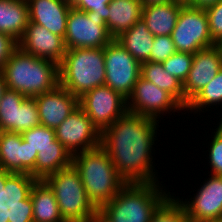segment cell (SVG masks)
<instances>
[{
    "instance_id": "29",
    "label": "cell",
    "mask_w": 222,
    "mask_h": 222,
    "mask_svg": "<svg viewBox=\"0 0 222 222\" xmlns=\"http://www.w3.org/2000/svg\"><path fill=\"white\" fill-rule=\"evenodd\" d=\"M150 222H190V219L181 200L172 193L158 205Z\"/></svg>"
},
{
    "instance_id": "11",
    "label": "cell",
    "mask_w": 222,
    "mask_h": 222,
    "mask_svg": "<svg viewBox=\"0 0 222 222\" xmlns=\"http://www.w3.org/2000/svg\"><path fill=\"white\" fill-rule=\"evenodd\" d=\"M114 38L102 18L88 16L86 12L71 8L68 13L64 43L66 49L101 48Z\"/></svg>"
},
{
    "instance_id": "25",
    "label": "cell",
    "mask_w": 222,
    "mask_h": 222,
    "mask_svg": "<svg viewBox=\"0 0 222 222\" xmlns=\"http://www.w3.org/2000/svg\"><path fill=\"white\" fill-rule=\"evenodd\" d=\"M141 77L167 91L184 109L183 83L164 70L162 63L147 61L141 64Z\"/></svg>"
},
{
    "instance_id": "22",
    "label": "cell",
    "mask_w": 222,
    "mask_h": 222,
    "mask_svg": "<svg viewBox=\"0 0 222 222\" xmlns=\"http://www.w3.org/2000/svg\"><path fill=\"white\" fill-rule=\"evenodd\" d=\"M108 6L110 11L107 12L106 26L114 39L142 17L140 0H111Z\"/></svg>"
},
{
    "instance_id": "30",
    "label": "cell",
    "mask_w": 222,
    "mask_h": 222,
    "mask_svg": "<svg viewBox=\"0 0 222 222\" xmlns=\"http://www.w3.org/2000/svg\"><path fill=\"white\" fill-rule=\"evenodd\" d=\"M22 138L29 143L34 152H40L46 147H64L55 135V129L39 125L21 133Z\"/></svg>"
},
{
    "instance_id": "16",
    "label": "cell",
    "mask_w": 222,
    "mask_h": 222,
    "mask_svg": "<svg viewBox=\"0 0 222 222\" xmlns=\"http://www.w3.org/2000/svg\"><path fill=\"white\" fill-rule=\"evenodd\" d=\"M208 176L193 198L180 199L190 222H222V176Z\"/></svg>"
},
{
    "instance_id": "42",
    "label": "cell",
    "mask_w": 222,
    "mask_h": 222,
    "mask_svg": "<svg viewBox=\"0 0 222 222\" xmlns=\"http://www.w3.org/2000/svg\"><path fill=\"white\" fill-rule=\"evenodd\" d=\"M175 2L182 3L184 5H189L190 6V0H173Z\"/></svg>"
},
{
    "instance_id": "37",
    "label": "cell",
    "mask_w": 222,
    "mask_h": 222,
    "mask_svg": "<svg viewBox=\"0 0 222 222\" xmlns=\"http://www.w3.org/2000/svg\"><path fill=\"white\" fill-rule=\"evenodd\" d=\"M220 0H190V6L192 7H199V8H205L209 5L215 4L219 2Z\"/></svg>"
},
{
    "instance_id": "4",
    "label": "cell",
    "mask_w": 222,
    "mask_h": 222,
    "mask_svg": "<svg viewBox=\"0 0 222 222\" xmlns=\"http://www.w3.org/2000/svg\"><path fill=\"white\" fill-rule=\"evenodd\" d=\"M161 183H127L98 214L107 222H150L153 212L170 194Z\"/></svg>"
},
{
    "instance_id": "23",
    "label": "cell",
    "mask_w": 222,
    "mask_h": 222,
    "mask_svg": "<svg viewBox=\"0 0 222 222\" xmlns=\"http://www.w3.org/2000/svg\"><path fill=\"white\" fill-rule=\"evenodd\" d=\"M29 23L27 0H0V32L18 41Z\"/></svg>"
},
{
    "instance_id": "8",
    "label": "cell",
    "mask_w": 222,
    "mask_h": 222,
    "mask_svg": "<svg viewBox=\"0 0 222 222\" xmlns=\"http://www.w3.org/2000/svg\"><path fill=\"white\" fill-rule=\"evenodd\" d=\"M17 213L28 222H66L53 190L44 180H22Z\"/></svg>"
},
{
    "instance_id": "13",
    "label": "cell",
    "mask_w": 222,
    "mask_h": 222,
    "mask_svg": "<svg viewBox=\"0 0 222 222\" xmlns=\"http://www.w3.org/2000/svg\"><path fill=\"white\" fill-rule=\"evenodd\" d=\"M40 125L35 98L6 89L0 101V129L22 133Z\"/></svg>"
},
{
    "instance_id": "41",
    "label": "cell",
    "mask_w": 222,
    "mask_h": 222,
    "mask_svg": "<svg viewBox=\"0 0 222 222\" xmlns=\"http://www.w3.org/2000/svg\"><path fill=\"white\" fill-rule=\"evenodd\" d=\"M88 222H107V221L104 220L99 214H97L92 219H90Z\"/></svg>"
},
{
    "instance_id": "32",
    "label": "cell",
    "mask_w": 222,
    "mask_h": 222,
    "mask_svg": "<svg viewBox=\"0 0 222 222\" xmlns=\"http://www.w3.org/2000/svg\"><path fill=\"white\" fill-rule=\"evenodd\" d=\"M216 131L212 132V139L208 145V157L207 161L211 170L212 175H221L222 176V128L218 125L215 129ZM210 146V147H209Z\"/></svg>"
},
{
    "instance_id": "21",
    "label": "cell",
    "mask_w": 222,
    "mask_h": 222,
    "mask_svg": "<svg viewBox=\"0 0 222 222\" xmlns=\"http://www.w3.org/2000/svg\"><path fill=\"white\" fill-rule=\"evenodd\" d=\"M184 4L170 1L142 8V19L153 36L171 35Z\"/></svg>"
},
{
    "instance_id": "7",
    "label": "cell",
    "mask_w": 222,
    "mask_h": 222,
    "mask_svg": "<svg viewBox=\"0 0 222 222\" xmlns=\"http://www.w3.org/2000/svg\"><path fill=\"white\" fill-rule=\"evenodd\" d=\"M176 51L195 54L216 43L209 33L208 16L204 8L183 5L171 33Z\"/></svg>"
},
{
    "instance_id": "43",
    "label": "cell",
    "mask_w": 222,
    "mask_h": 222,
    "mask_svg": "<svg viewBox=\"0 0 222 222\" xmlns=\"http://www.w3.org/2000/svg\"><path fill=\"white\" fill-rule=\"evenodd\" d=\"M219 117H222V115ZM217 124L222 128V118H220V122H218Z\"/></svg>"
},
{
    "instance_id": "12",
    "label": "cell",
    "mask_w": 222,
    "mask_h": 222,
    "mask_svg": "<svg viewBox=\"0 0 222 222\" xmlns=\"http://www.w3.org/2000/svg\"><path fill=\"white\" fill-rule=\"evenodd\" d=\"M127 110L159 121L161 114L164 116L185 109L167 91L140 76L127 99Z\"/></svg>"
},
{
    "instance_id": "34",
    "label": "cell",
    "mask_w": 222,
    "mask_h": 222,
    "mask_svg": "<svg viewBox=\"0 0 222 222\" xmlns=\"http://www.w3.org/2000/svg\"><path fill=\"white\" fill-rule=\"evenodd\" d=\"M111 0H72V7L86 12L88 16H96L102 18L104 22H107V12H109V6Z\"/></svg>"
},
{
    "instance_id": "6",
    "label": "cell",
    "mask_w": 222,
    "mask_h": 222,
    "mask_svg": "<svg viewBox=\"0 0 222 222\" xmlns=\"http://www.w3.org/2000/svg\"><path fill=\"white\" fill-rule=\"evenodd\" d=\"M44 181L53 190L66 222H88L98 214V209L89 200L79 171L73 164L47 176Z\"/></svg>"
},
{
    "instance_id": "27",
    "label": "cell",
    "mask_w": 222,
    "mask_h": 222,
    "mask_svg": "<svg viewBox=\"0 0 222 222\" xmlns=\"http://www.w3.org/2000/svg\"><path fill=\"white\" fill-rule=\"evenodd\" d=\"M72 164V155L65 147H46L38 152L35 162V180L47 176Z\"/></svg>"
},
{
    "instance_id": "38",
    "label": "cell",
    "mask_w": 222,
    "mask_h": 222,
    "mask_svg": "<svg viewBox=\"0 0 222 222\" xmlns=\"http://www.w3.org/2000/svg\"><path fill=\"white\" fill-rule=\"evenodd\" d=\"M170 1H173V0H140L142 7H146L148 5H154V4H163Z\"/></svg>"
},
{
    "instance_id": "33",
    "label": "cell",
    "mask_w": 222,
    "mask_h": 222,
    "mask_svg": "<svg viewBox=\"0 0 222 222\" xmlns=\"http://www.w3.org/2000/svg\"><path fill=\"white\" fill-rule=\"evenodd\" d=\"M176 52L171 35L154 36L150 61L162 63Z\"/></svg>"
},
{
    "instance_id": "24",
    "label": "cell",
    "mask_w": 222,
    "mask_h": 222,
    "mask_svg": "<svg viewBox=\"0 0 222 222\" xmlns=\"http://www.w3.org/2000/svg\"><path fill=\"white\" fill-rule=\"evenodd\" d=\"M140 64L150 61L154 36L141 18L115 38Z\"/></svg>"
},
{
    "instance_id": "31",
    "label": "cell",
    "mask_w": 222,
    "mask_h": 222,
    "mask_svg": "<svg viewBox=\"0 0 222 222\" xmlns=\"http://www.w3.org/2000/svg\"><path fill=\"white\" fill-rule=\"evenodd\" d=\"M194 54L176 51L167 60L162 62L164 70L179 79L182 83L186 80L192 67Z\"/></svg>"
},
{
    "instance_id": "1",
    "label": "cell",
    "mask_w": 222,
    "mask_h": 222,
    "mask_svg": "<svg viewBox=\"0 0 222 222\" xmlns=\"http://www.w3.org/2000/svg\"><path fill=\"white\" fill-rule=\"evenodd\" d=\"M158 127L159 121L127 111L101 133L100 146L126 183L160 182L152 156Z\"/></svg>"
},
{
    "instance_id": "19",
    "label": "cell",
    "mask_w": 222,
    "mask_h": 222,
    "mask_svg": "<svg viewBox=\"0 0 222 222\" xmlns=\"http://www.w3.org/2000/svg\"><path fill=\"white\" fill-rule=\"evenodd\" d=\"M40 125L56 129L79 107V98L60 84L53 90L34 97Z\"/></svg>"
},
{
    "instance_id": "15",
    "label": "cell",
    "mask_w": 222,
    "mask_h": 222,
    "mask_svg": "<svg viewBox=\"0 0 222 222\" xmlns=\"http://www.w3.org/2000/svg\"><path fill=\"white\" fill-rule=\"evenodd\" d=\"M38 152L21 133L2 132L0 136V167L16 174L21 180H35V162Z\"/></svg>"
},
{
    "instance_id": "10",
    "label": "cell",
    "mask_w": 222,
    "mask_h": 222,
    "mask_svg": "<svg viewBox=\"0 0 222 222\" xmlns=\"http://www.w3.org/2000/svg\"><path fill=\"white\" fill-rule=\"evenodd\" d=\"M79 107L102 133L127 110V99L107 85L98 86L79 97Z\"/></svg>"
},
{
    "instance_id": "26",
    "label": "cell",
    "mask_w": 222,
    "mask_h": 222,
    "mask_svg": "<svg viewBox=\"0 0 222 222\" xmlns=\"http://www.w3.org/2000/svg\"><path fill=\"white\" fill-rule=\"evenodd\" d=\"M22 180L0 167V221L18 212Z\"/></svg>"
},
{
    "instance_id": "28",
    "label": "cell",
    "mask_w": 222,
    "mask_h": 222,
    "mask_svg": "<svg viewBox=\"0 0 222 222\" xmlns=\"http://www.w3.org/2000/svg\"><path fill=\"white\" fill-rule=\"evenodd\" d=\"M222 105V68L203 89H201L187 104L186 110L190 113L204 112L208 108Z\"/></svg>"
},
{
    "instance_id": "36",
    "label": "cell",
    "mask_w": 222,
    "mask_h": 222,
    "mask_svg": "<svg viewBox=\"0 0 222 222\" xmlns=\"http://www.w3.org/2000/svg\"><path fill=\"white\" fill-rule=\"evenodd\" d=\"M17 47L18 41L12 36L0 32V72Z\"/></svg>"
},
{
    "instance_id": "35",
    "label": "cell",
    "mask_w": 222,
    "mask_h": 222,
    "mask_svg": "<svg viewBox=\"0 0 222 222\" xmlns=\"http://www.w3.org/2000/svg\"><path fill=\"white\" fill-rule=\"evenodd\" d=\"M209 23V33L216 44L222 43V0L204 8Z\"/></svg>"
},
{
    "instance_id": "17",
    "label": "cell",
    "mask_w": 222,
    "mask_h": 222,
    "mask_svg": "<svg viewBox=\"0 0 222 222\" xmlns=\"http://www.w3.org/2000/svg\"><path fill=\"white\" fill-rule=\"evenodd\" d=\"M222 68V46L216 44L196 52L192 67L183 83L185 107L188 102L212 79Z\"/></svg>"
},
{
    "instance_id": "5",
    "label": "cell",
    "mask_w": 222,
    "mask_h": 222,
    "mask_svg": "<svg viewBox=\"0 0 222 222\" xmlns=\"http://www.w3.org/2000/svg\"><path fill=\"white\" fill-rule=\"evenodd\" d=\"M105 75L104 47L66 50L59 65V84L78 98L104 85Z\"/></svg>"
},
{
    "instance_id": "18",
    "label": "cell",
    "mask_w": 222,
    "mask_h": 222,
    "mask_svg": "<svg viewBox=\"0 0 222 222\" xmlns=\"http://www.w3.org/2000/svg\"><path fill=\"white\" fill-rule=\"evenodd\" d=\"M18 47L31 55L53 61L58 65L61 64L67 50L63 37L30 21L18 40Z\"/></svg>"
},
{
    "instance_id": "9",
    "label": "cell",
    "mask_w": 222,
    "mask_h": 222,
    "mask_svg": "<svg viewBox=\"0 0 222 222\" xmlns=\"http://www.w3.org/2000/svg\"><path fill=\"white\" fill-rule=\"evenodd\" d=\"M104 58V85L128 99L141 76V64L115 39L104 47Z\"/></svg>"
},
{
    "instance_id": "40",
    "label": "cell",
    "mask_w": 222,
    "mask_h": 222,
    "mask_svg": "<svg viewBox=\"0 0 222 222\" xmlns=\"http://www.w3.org/2000/svg\"><path fill=\"white\" fill-rule=\"evenodd\" d=\"M7 89L4 77L2 75V73L0 72V101L2 99L3 93L4 91Z\"/></svg>"
},
{
    "instance_id": "20",
    "label": "cell",
    "mask_w": 222,
    "mask_h": 222,
    "mask_svg": "<svg viewBox=\"0 0 222 222\" xmlns=\"http://www.w3.org/2000/svg\"><path fill=\"white\" fill-rule=\"evenodd\" d=\"M29 21L45 27L51 33L65 37L68 13L72 8L67 0H27Z\"/></svg>"
},
{
    "instance_id": "39",
    "label": "cell",
    "mask_w": 222,
    "mask_h": 222,
    "mask_svg": "<svg viewBox=\"0 0 222 222\" xmlns=\"http://www.w3.org/2000/svg\"><path fill=\"white\" fill-rule=\"evenodd\" d=\"M2 221L3 222H28L24 220L18 213H15L14 215L7 217L6 219Z\"/></svg>"
},
{
    "instance_id": "3",
    "label": "cell",
    "mask_w": 222,
    "mask_h": 222,
    "mask_svg": "<svg viewBox=\"0 0 222 222\" xmlns=\"http://www.w3.org/2000/svg\"><path fill=\"white\" fill-rule=\"evenodd\" d=\"M89 200L99 210L127 184L101 147L72 155Z\"/></svg>"
},
{
    "instance_id": "2",
    "label": "cell",
    "mask_w": 222,
    "mask_h": 222,
    "mask_svg": "<svg viewBox=\"0 0 222 222\" xmlns=\"http://www.w3.org/2000/svg\"><path fill=\"white\" fill-rule=\"evenodd\" d=\"M8 89L34 98L59 85V65L17 47L1 71Z\"/></svg>"
},
{
    "instance_id": "14",
    "label": "cell",
    "mask_w": 222,
    "mask_h": 222,
    "mask_svg": "<svg viewBox=\"0 0 222 222\" xmlns=\"http://www.w3.org/2000/svg\"><path fill=\"white\" fill-rule=\"evenodd\" d=\"M55 135L71 155L95 149L101 144V133L80 107L55 129Z\"/></svg>"
}]
</instances>
